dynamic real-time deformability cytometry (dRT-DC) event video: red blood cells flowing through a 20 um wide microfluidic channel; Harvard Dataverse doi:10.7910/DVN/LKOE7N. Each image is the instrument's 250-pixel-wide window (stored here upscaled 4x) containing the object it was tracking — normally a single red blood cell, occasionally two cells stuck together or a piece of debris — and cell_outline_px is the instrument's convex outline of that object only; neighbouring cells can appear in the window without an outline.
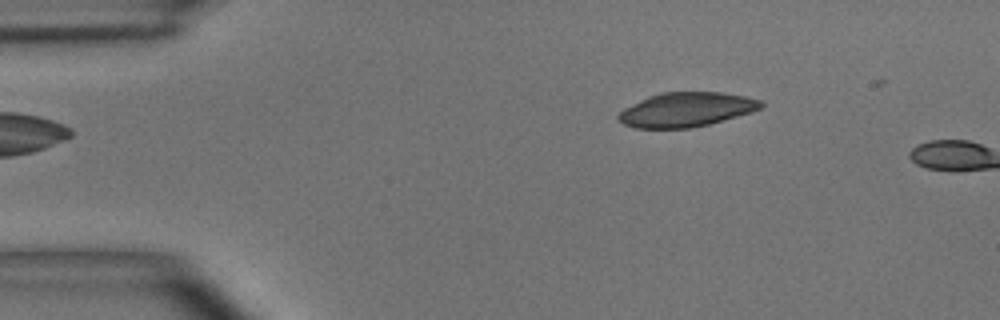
{"species": "common noctule bat (a hibernating species)", "species_latin": "Nyctalus noctula", "temperature_condition": "room temperature", "stored_images_in_passage": 2, "camera_frame_rate_fps": 3000, "um_per_image_px": 0.085, "animal": {"sex": "male", "body_mass_g": 15.6}, "frame": {"image": 1, "passage_image": 2, "time_ms": 1.0, "image_size_px": [1000, 320], "cell_outline_px": [[764, 104], [760, 108], [752, 112], [708, 124], [688, 128], [636, 128], [624, 124], [616, 120], [616, 116], [624, 108], [648, 96], [660, 92], [724, 92], [744, 96], [760, 100]], "centroid_in_image_um": [58.3, 9.31], "position_along_channel_um": 26.7, "area_um2": 28.5}}